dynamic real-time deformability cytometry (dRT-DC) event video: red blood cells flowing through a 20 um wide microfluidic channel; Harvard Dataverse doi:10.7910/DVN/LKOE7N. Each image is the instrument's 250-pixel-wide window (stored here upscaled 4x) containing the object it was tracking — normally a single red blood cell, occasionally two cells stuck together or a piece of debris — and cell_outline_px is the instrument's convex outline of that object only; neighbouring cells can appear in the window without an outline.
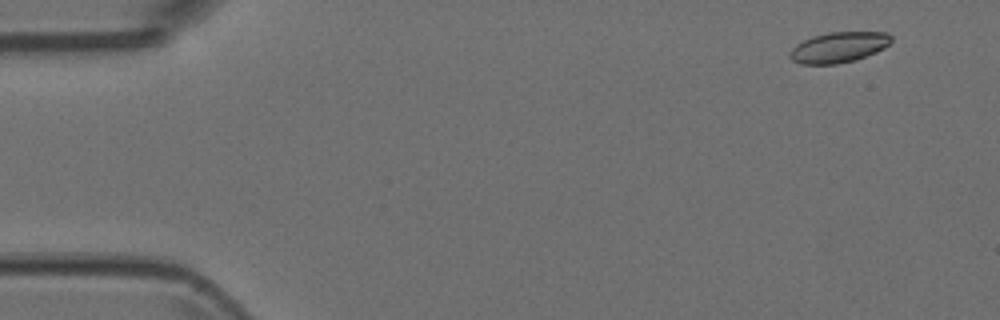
{"species": "Egyptian fruit bat (a non-hibernating species)", "species_latin": "Rousettus aegyptiacus", "temperature_condition": "room temperature", "stored_images_in_passage": 9, "camera_frame_rate_fps": 3000, "um_per_image_px": 0.085, "animal": {"sex": "female"}, "frame": {"image": 1, "passage_image": 1, "time_ms": 0.0, "image_size_px": [1000, 320], "cell_outline_px": [[892, 40], [884, 48], [876, 52], [856, 60], [836, 64], [800, 64], [792, 60], [788, 56], [788, 52], [796, 44], [812, 36], [828, 32], [888, 32], [892, 36]], "centroid_in_image_um": [71.27, 4.02], "position_along_channel_um": 13.7, "area_um2": 18.21}}
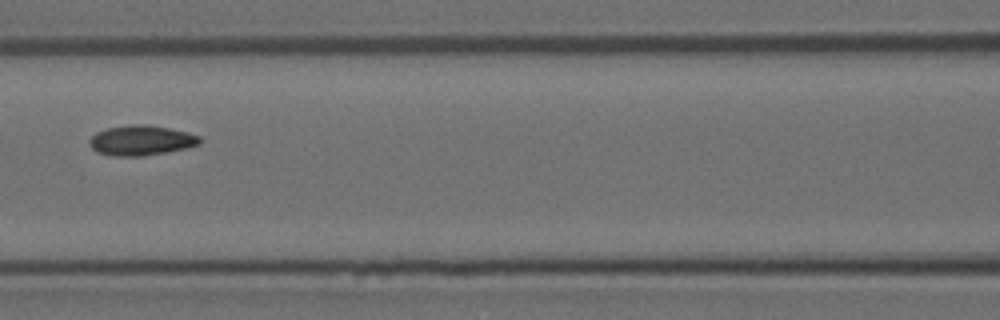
{"frame": {"image": 2, "passage_image": 6, "time_ms": 1.667, "image_size_px": [1000, 320], "cell_outline_px": [[200, 144], [188, 148], [144, 156], [112, 156], [96, 152], [88, 144], [88, 140], [96, 132], [108, 128], [128, 124], [148, 124], [188, 132], [200, 136]], "centroid_in_image_um": [11.98, 11.93], "position_along_channel_um": 154.6, "area_um2": 19.54}}
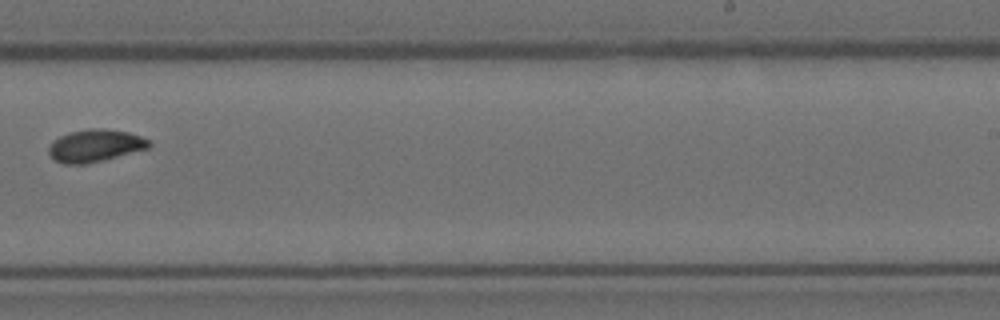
{"frame": {"image": 3, "passage_image": 9, "time_ms": 2.667, "image_size_px": [1000, 320], "cell_outline_px": [[152, 144], [148, 148], [104, 160], [88, 164], [64, 164], [56, 160], [48, 152], [48, 148], [52, 140], [68, 132], [88, 128], [104, 128], [128, 132], [140, 136], [148, 140]], "centroid_in_image_um": [8.07, 12.37], "position_along_channel_um": 280.9, "area_um2": 19.02}}